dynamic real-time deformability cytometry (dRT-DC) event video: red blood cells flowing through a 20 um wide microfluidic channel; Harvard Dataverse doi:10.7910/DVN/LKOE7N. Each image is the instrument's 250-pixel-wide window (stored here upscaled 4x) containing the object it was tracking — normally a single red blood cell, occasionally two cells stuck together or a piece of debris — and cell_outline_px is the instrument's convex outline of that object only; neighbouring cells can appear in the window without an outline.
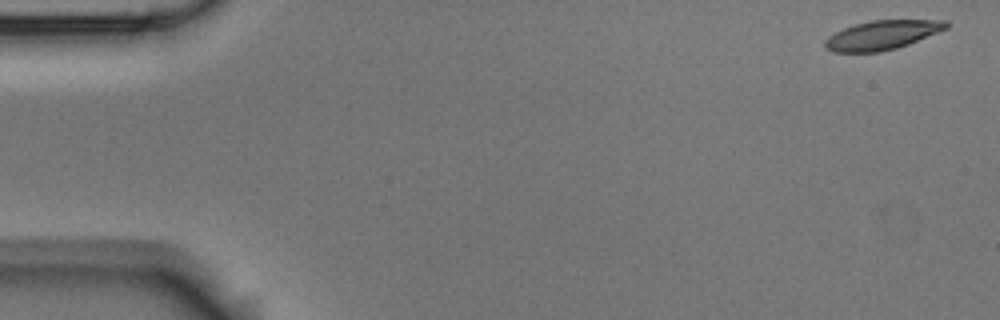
{"species": "Egyptian fruit bat (a non-hibernating species)", "species_latin": "Rousettus aegyptiacus", "temperature_condition": "room temperature", "stored_images_in_passage": 5, "camera_frame_rate_fps": 3000, "um_per_image_px": 0.085, "animal": {"sex": "male"}, "frame": {"image": 1, "passage_image": 1, "time_ms": 0.0, "image_size_px": [1000, 320], "cell_outline_px": [[948, 28], [908, 44], [896, 48], [880, 52], [832, 52], [824, 48], [824, 40], [828, 36], [852, 24], [872, 20], [948, 20]], "centroid_in_image_um": [74.94, 2.98], "position_along_channel_um": 10.1, "area_um2": 20.63}}
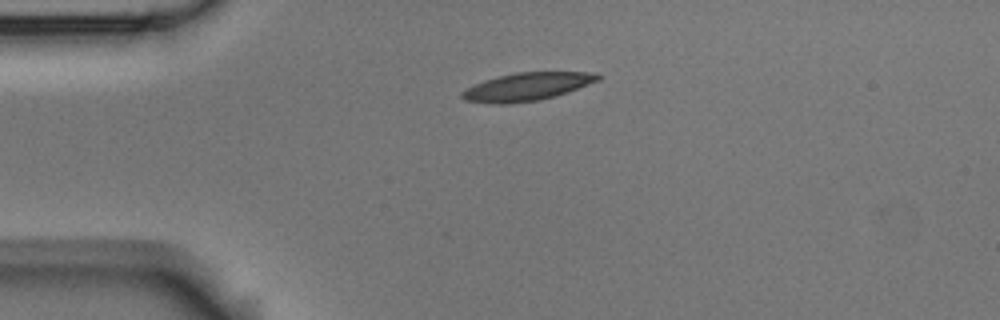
{"frame": {"image": 2, "passage_image": 4, "time_ms": 1.0, "image_size_px": [1000, 320], "cell_outline_px": [[604, 76], [600, 80], [568, 92], [556, 96], [536, 100], [508, 104], [492, 104], [464, 100], [460, 96], [460, 92], [484, 80], [516, 72], [600, 72]], "centroid_in_image_um": [44.85, 7.36], "position_along_channel_um": 40.2, "area_um2": 22.25}}